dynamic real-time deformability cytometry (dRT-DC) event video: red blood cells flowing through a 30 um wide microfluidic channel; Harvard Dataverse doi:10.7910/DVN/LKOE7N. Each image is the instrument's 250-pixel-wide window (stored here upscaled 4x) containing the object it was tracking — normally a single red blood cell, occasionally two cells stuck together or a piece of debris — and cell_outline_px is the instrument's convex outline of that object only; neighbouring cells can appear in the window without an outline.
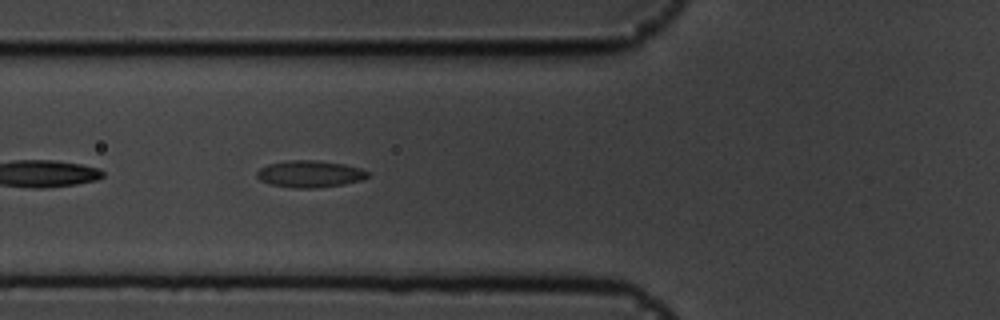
{"species": "common noctule bat (a hibernating species)", "species_latin": "Nyctalus noctula", "temperature_condition": "cold", "stored_images_in_passage": 40, "camera_frame_rate_fps": 3000, "um_per_image_px": 0.085, "animal": {"sex": "male", "body_mass_g": 19.5, "forearm_length_mm": 54.6}, "frame": {"image": 1, "passage_image": 5, "time_ms": 1.333, "image_size_px": [1000, 320], "cell_outline_px": [[368, 176], [360, 180], [344, 184], [312, 188], [296, 188], [268, 184], [260, 180], [256, 176], [256, 172], [260, 168], [268, 164], [292, 160], [320, 160], [344, 164], [360, 168], [368, 172]], "centroid_in_image_um": [26.3, 14.78], "position_along_channel_um": 99.5, "area_um2": 17.28}}
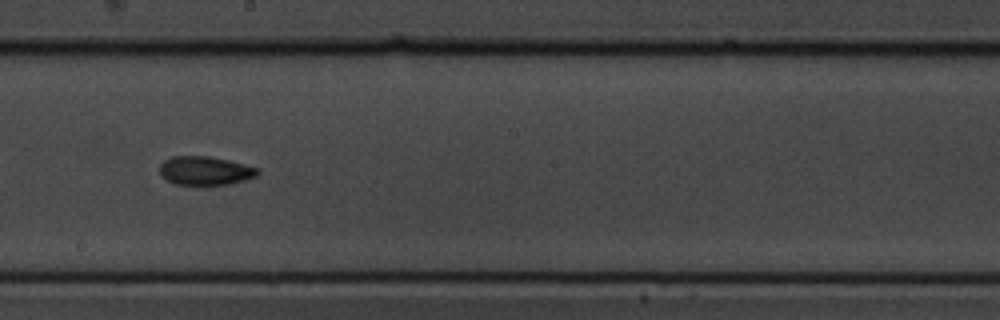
{"frame": {"image": 2, "passage_image": 16, "time_ms": 5.0, "image_size_px": [1000, 320], "cell_outline_px": [[260, 172], [256, 176], [244, 180], [228, 184], [176, 184], [168, 180], [160, 172], [160, 164], [164, 160], [172, 156], [208, 156], [228, 160], [244, 164], [256, 168]], "centroid_in_image_um": [17.43, 14.49], "position_along_channel_um": 230.8, "area_um2": 16.07}}
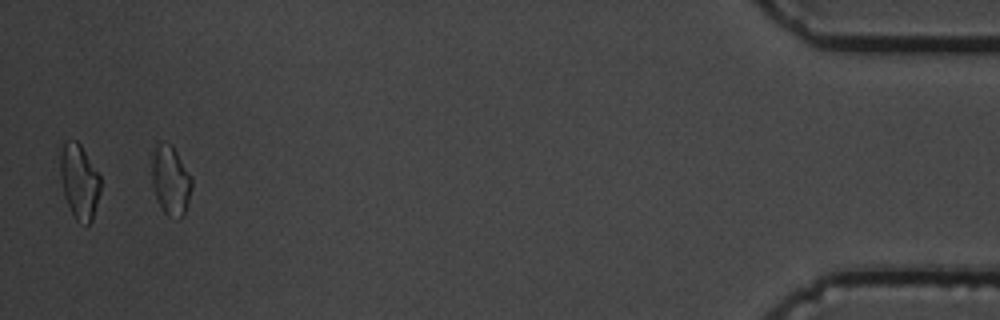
{"frame": {"image": 3, "passage_image": 38, "time_ms": 12.333, "image_size_px": [1000, 320], "cell_outline_px": [[192, 188], [188, 204], [184, 216], [180, 220], [176, 220], [168, 216], [164, 212], [156, 196], [152, 184], [152, 160], [156, 144], [172, 144], [192, 176]], "centroid_in_image_um": [14.54, 15.39], "position_along_channel_um": 420.7, "area_um2": 16.3}, "authors_computed_cell_mechanics": {"area_um2": 15.8661, "velocity_mm_per_s": 3.5866, "shape_relaxation_time_tau1_ms": null, "shape_relaxation_time_tau2_ms": 4.0178, "deformation_change_tau1": null, "deformation_change_tau2": 0.0904}}